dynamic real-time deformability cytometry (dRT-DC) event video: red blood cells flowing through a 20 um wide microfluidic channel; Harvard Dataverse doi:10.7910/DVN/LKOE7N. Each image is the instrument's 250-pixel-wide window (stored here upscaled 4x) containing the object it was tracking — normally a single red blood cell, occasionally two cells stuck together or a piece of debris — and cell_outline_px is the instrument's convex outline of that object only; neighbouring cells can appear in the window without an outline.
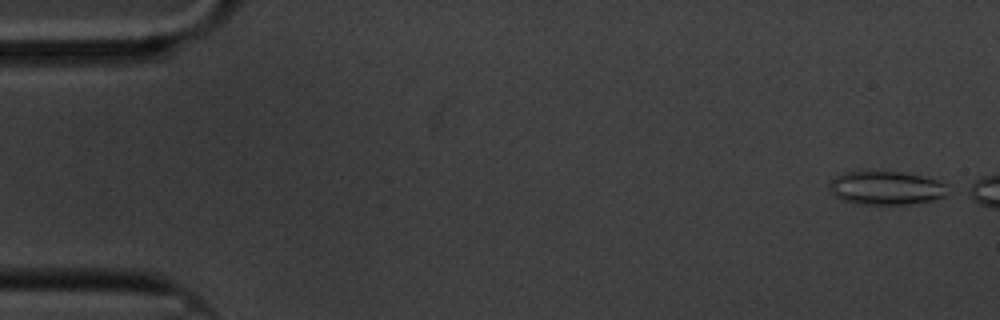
{"species": "common noctule bat (a hibernating species)", "species_latin": "Nyctalus noctula", "temperature_condition": "cold", "stored_images_in_passage": 51, "segment_of_instrument_passage": [1, 2], "camera_frame_rate_fps": 3000, "um_per_image_px": 0.085, "animal": {"sex": "male", "body_mass_g": 20.1, "forearm_length_mm": 53.5}, "frame": {"image": 1, "passage_image": 1, "time_ms": 0.0, "image_size_px": [1000, 320], "cell_outline_px": [[948, 184], [944, 196], [932, 200], [908, 204], [856, 204], [844, 200], [836, 196], [828, 188], [828, 184], [836, 176], [844, 172], [904, 172], [940, 180]], "centroid_in_image_um": [75.33, 15.97], "position_along_channel_um": 9.7, "area_um2": 23.06}}
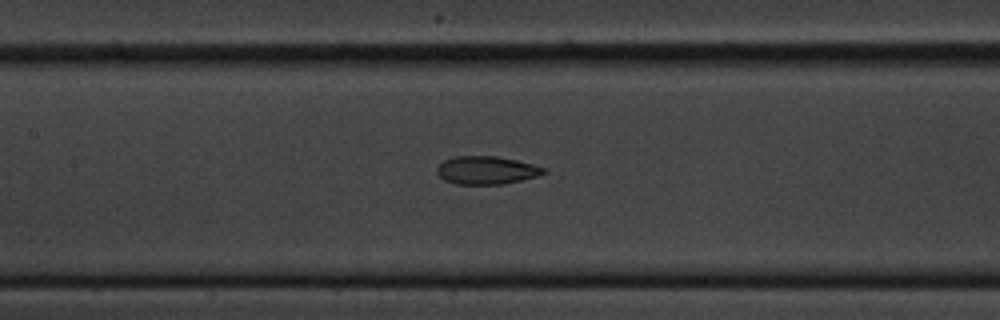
{"frame": {"image": 2, "passage_image": 26, "time_ms": 8.333, "image_size_px": [1000, 320], "cell_outline_px": [[548, 172], [540, 176], [504, 184], [456, 184], [444, 180], [436, 172], [436, 168], [444, 160], [456, 156], [496, 156], [516, 160], [548, 168]], "centroid_in_image_um": [41.4, 14.47], "position_along_channel_um": 166.0, "area_um2": 17.63}}
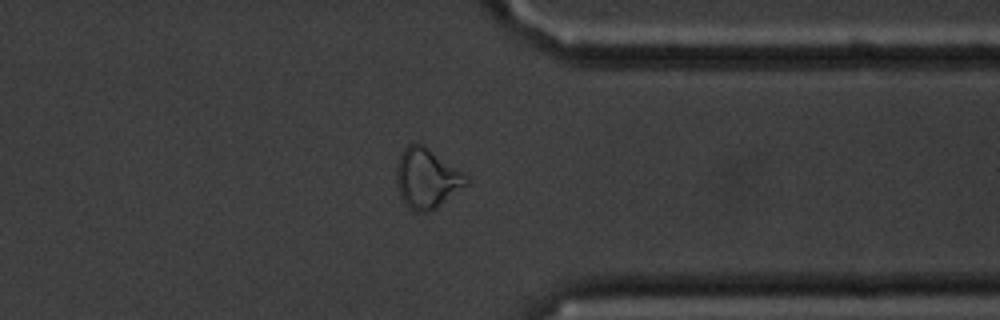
{"frame": {"image": 3, "passage_image": 45, "time_ms": 14.667, "image_size_px": [1000, 320], "cell_outline_px": [[468, 184], [436, 208], [428, 212], [416, 212], [408, 208], [404, 204], [400, 196], [396, 184], [396, 168], [400, 152], [408, 144], [420, 144], [464, 172], [468, 176]], "centroid_in_image_um": [36.25, 15.19], "position_along_channel_um": 375.1, "area_um2": 24.28}}